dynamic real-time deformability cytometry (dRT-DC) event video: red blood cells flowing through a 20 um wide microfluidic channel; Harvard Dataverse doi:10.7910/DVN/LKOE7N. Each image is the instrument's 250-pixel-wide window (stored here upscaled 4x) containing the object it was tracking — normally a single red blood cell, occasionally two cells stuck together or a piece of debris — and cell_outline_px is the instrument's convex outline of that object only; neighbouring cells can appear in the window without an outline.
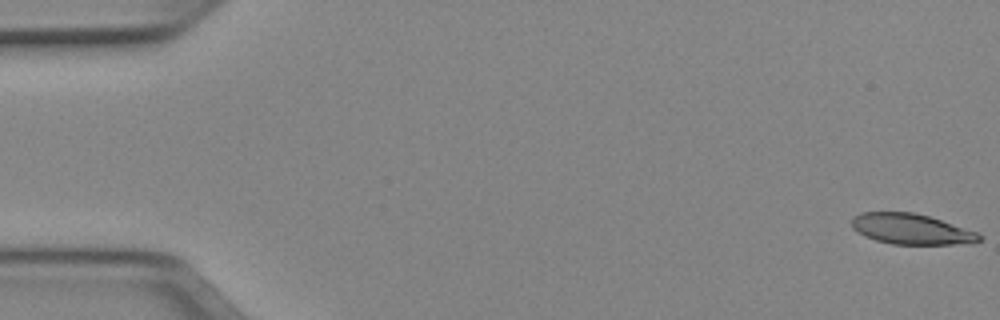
{"species": "Egyptian fruit bat (a non-hibernating species)", "species_latin": "Rousettus aegyptiacus", "temperature_condition": "cold", "stored_images_in_passage": 10, "camera_frame_rate_fps": 3000, "um_per_image_px": 0.085, "animal": {"sex": "female"}, "frame": {"image": 1, "passage_image": 1, "time_ms": 0.0, "image_size_px": [1000, 320], "cell_outline_px": [[984, 236], [980, 240], [952, 244], [892, 244], [876, 240], [864, 236], [852, 228], [852, 220], [860, 212], [912, 212], [928, 216], [976, 232]], "centroid_in_image_um": [77.4, 19.47], "position_along_channel_um": 7.6, "area_um2": 22.25}}